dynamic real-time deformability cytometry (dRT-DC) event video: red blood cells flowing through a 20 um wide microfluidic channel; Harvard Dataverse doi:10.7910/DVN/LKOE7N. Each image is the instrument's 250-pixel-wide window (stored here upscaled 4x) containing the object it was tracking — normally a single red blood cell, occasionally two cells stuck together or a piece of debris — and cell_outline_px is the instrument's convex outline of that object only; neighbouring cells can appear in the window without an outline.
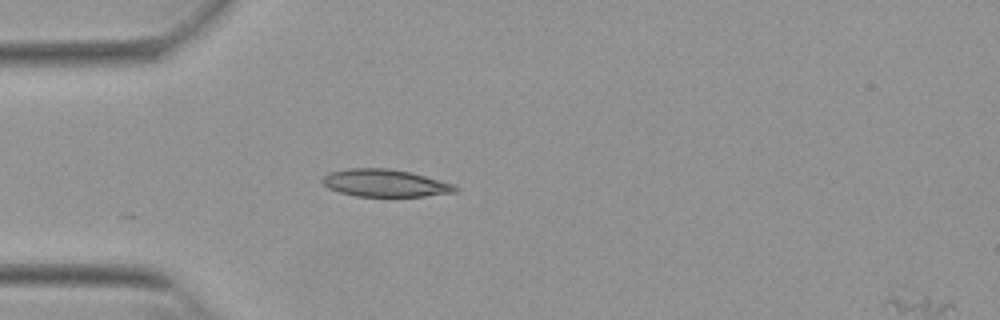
{"species": "Egyptian fruit bat (a non-hibernating species)", "species_latin": "Rousettus aegyptiacus", "temperature_condition": "warm", "stored_images_in_passage": 6, "camera_frame_rate_fps": 3000, "um_per_image_px": 0.085, "animal": {"sex": "female"}, "frame": {"image": 1, "passage_image": 1, "time_ms": 0.0, "image_size_px": [1000, 320], "cell_outline_px": [[460, 188], [456, 192], [424, 196], [356, 196], [340, 192], [328, 188], [320, 180], [328, 172], [348, 168], [388, 168], [412, 172], [456, 184]], "centroid_in_image_um": [32.76, 15.55], "position_along_channel_um": 52.2, "area_um2": 21.44}}
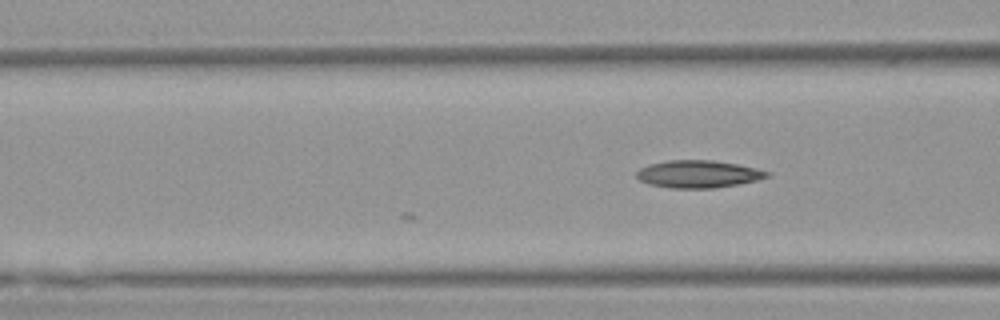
{"frame": {"image": 2, "passage_image": 6, "time_ms": 1.667, "image_size_px": [1000, 320], "cell_outline_px": [[772, 172], [768, 176], [756, 180], [716, 188], [672, 188], [648, 184], [640, 180], [636, 176], [636, 172], [640, 168], [648, 164], [668, 160], [712, 160], [736, 164], [756, 168]], "centroid_in_image_um": [59.32, 14.79], "position_along_channel_um": 107.3, "area_um2": 20.81}}